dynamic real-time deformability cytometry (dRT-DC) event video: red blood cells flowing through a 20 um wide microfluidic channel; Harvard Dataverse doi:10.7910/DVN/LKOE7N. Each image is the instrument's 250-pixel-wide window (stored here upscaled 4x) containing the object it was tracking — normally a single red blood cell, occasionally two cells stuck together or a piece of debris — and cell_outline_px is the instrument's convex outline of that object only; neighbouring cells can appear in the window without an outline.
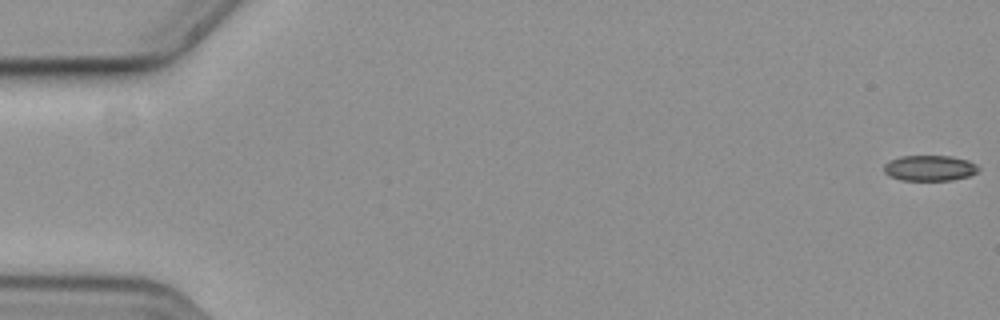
{"species": "common noctule bat (a hibernating species)", "species_latin": "Nyctalus noctula", "temperature_condition": "cold", "stored_images_in_passage": 58, "camera_frame_rate_fps": 3000, "um_per_image_px": 0.085, "animal": {"sex": "female", "body_mass_g": 19.3, "forearm_length_mm": 54.1}, "frame": {"image": 1, "passage_image": 1, "time_ms": 0.0, "image_size_px": [1000, 320], "cell_outline_px": [[980, 168], [976, 172], [968, 176], [952, 180], [904, 180], [892, 176], [884, 172], [884, 164], [888, 160], [900, 156], [948, 156], [968, 160], [976, 164]], "centroid_in_image_um": [79.02, 14.27], "position_along_channel_um": 6.0, "area_um2": 13.99}}
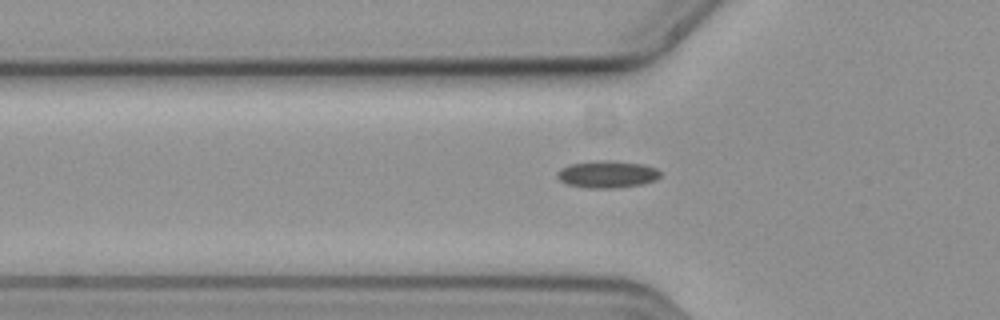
{"frame": {"image": 2, "passage_image": 20, "time_ms": 6.333, "image_size_px": [1000, 320], "cell_outline_px": [[660, 176], [656, 180], [640, 184], [616, 188], [588, 188], [568, 184], [560, 180], [556, 176], [556, 172], [560, 168], [568, 164], [596, 160], [608, 160], [644, 164], [656, 168], [660, 172]], "centroid_in_image_um": [51.58, 14.8], "position_along_channel_um": 74.2, "area_um2": 16.42}}
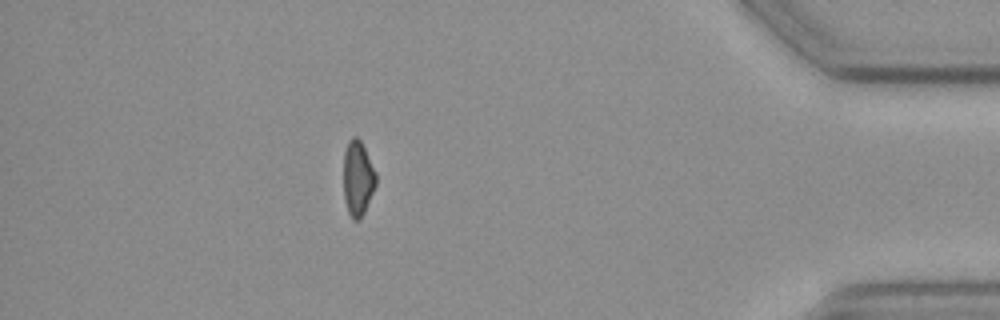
{"frame": {"image": 3, "passage_image": 51, "time_ms": 16.667, "image_size_px": [1000, 320], "cell_outline_px": [[376, 184], [364, 212], [360, 220], [352, 220], [348, 212], [344, 200], [344, 152], [348, 140], [352, 136], [356, 136], [360, 140], [376, 172]], "centroid_in_image_um": [30.4, 15.16], "position_along_channel_um": 404.8, "area_um2": 14.16}, "authors_computed_cell_mechanics": {"area_um2": 15.028, "velocity_mm_per_s": 3.6747, "shape_relaxation_time_tau1_ms": null, "shape_relaxation_time_tau2_ms": 6.4001, "deformation_change_tau1": null, "deformation_change_tau2": 0.1164}}